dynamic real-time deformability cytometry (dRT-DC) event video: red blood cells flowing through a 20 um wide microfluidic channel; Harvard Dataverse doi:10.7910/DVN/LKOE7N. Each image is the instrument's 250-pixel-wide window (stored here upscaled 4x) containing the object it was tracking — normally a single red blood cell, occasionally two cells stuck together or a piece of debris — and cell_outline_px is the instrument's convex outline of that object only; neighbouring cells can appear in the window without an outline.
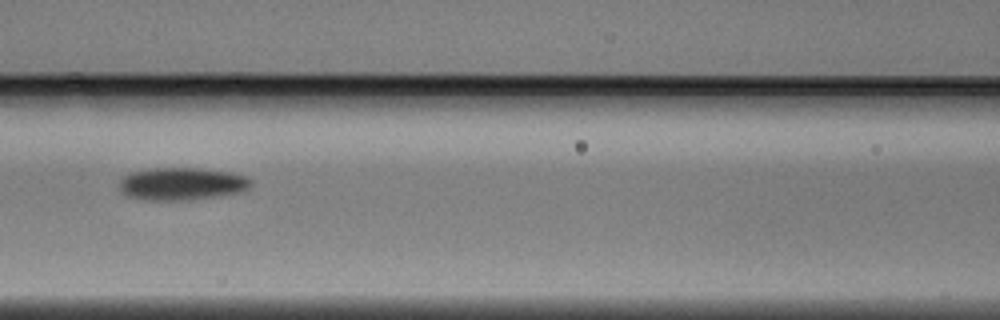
{"species": "Egyptian fruit bat (a non-hibernating species)", "species_latin": "Rousettus aegyptiacus", "temperature_condition": "warm", "stored_images_in_passage": 3, "camera_frame_rate_fps": 3000, "um_per_image_px": 0.085, "animal": {"sex": "male"}, "frame": {"image": 1, "passage_image": 3, "time_ms": 0.667, "image_size_px": [1000, 320], "cell_outline_px": [[252, 184], [248, 188], [240, 192], [216, 196], [188, 200], [144, 200], [128, 196], [120, 188], [120, 180], [124, 176], [132, 172], [152, 168], [200, 168], [232, 172], [244, 176], [252, 180]], "centroid_in_image_um": [15.47, 15.62], "position_along_channel_um": 151.1, "area_um2": 24.91}}